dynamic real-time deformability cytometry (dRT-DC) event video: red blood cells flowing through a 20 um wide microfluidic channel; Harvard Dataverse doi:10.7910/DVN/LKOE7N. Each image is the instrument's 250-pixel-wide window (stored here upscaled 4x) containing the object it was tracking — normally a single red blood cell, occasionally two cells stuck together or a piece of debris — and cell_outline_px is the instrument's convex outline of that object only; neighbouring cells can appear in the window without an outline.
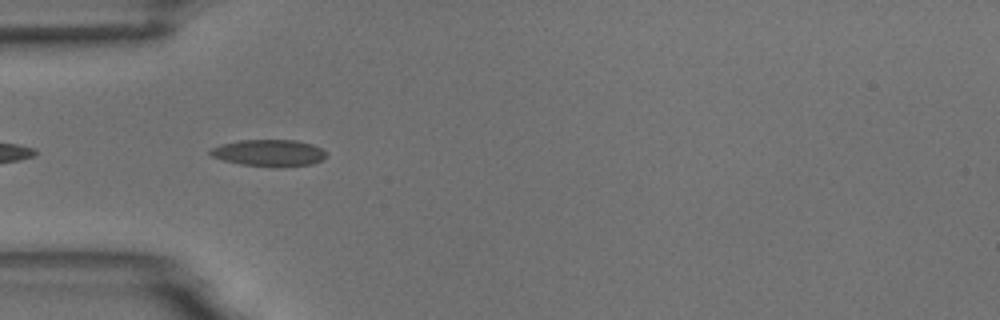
{"species": "common noctule bat (a hibernating species)", "species_latin": "Nyctalus noctula", "temperature_condition": "room temperature", "stored_images_in_passage": 6, "segment_of_instrument_passage": [2, 2], "camera_frame_rate_fps": 3000, "um_per_image_px": 0.085, "animal": {"sex": "male", "body_mass_g": 18.8}, "frame": {"image": 1, "passage_image": 5, "time_ms": 4.333, "image_size_px": [1000, 320], "cell_outline_px": [[328, 156], [312, 164], [284, 168], [276, 168], [240, 164], [224, 160], [212, 156], [208, 152], [212, 148], [220, 144], [240, 140], [296, 140], [312, 144], [328, 152]], "centroid_in_image_um": [22.9, 13.01], "position_along_channel_um": 62.1, "area_um2": 18.38}}